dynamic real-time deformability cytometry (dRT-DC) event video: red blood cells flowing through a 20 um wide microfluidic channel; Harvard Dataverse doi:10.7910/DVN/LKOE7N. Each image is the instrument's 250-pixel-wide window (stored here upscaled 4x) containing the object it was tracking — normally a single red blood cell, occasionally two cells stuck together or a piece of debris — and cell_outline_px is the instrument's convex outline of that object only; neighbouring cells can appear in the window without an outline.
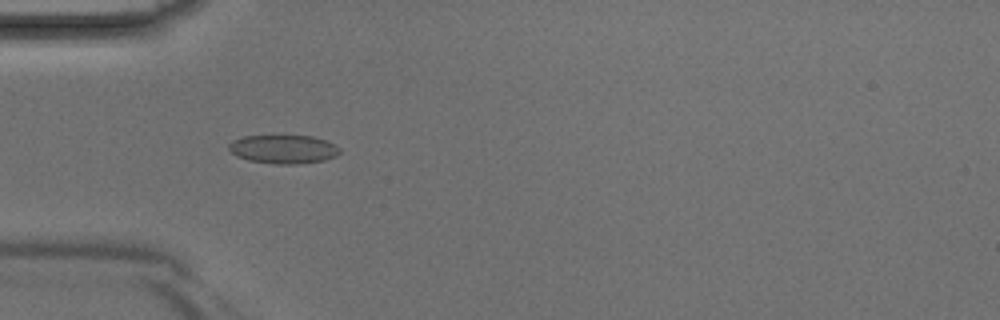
{"species": "Egyptian fruit bat (a non-hibernating species)", "species_latin": "Rousettus aegyptiacus", "temperature_condition": "room temperature", "stored_images_in_passage": 43, "camera_frame_rate_fps": 3000, "um_per_image_px": 0.085, "animal": {"sex": "male"}, "frame": {"image": 1, "passage_image": 13, "time_ms": 4.0, "image_size_px": [1000, 320], "cell_outline_px": [[340, 152], [336, 156], [324, 160], [300, 164], [272, 164], [248, 160], [236, 156], [228, 148], [228, 144], [232, 140], [244, 136], [312, 136], [336, 144], [340, 148]], "centroid_in_image_um": [24.09, 12.69], "position_along_channel_um": 60.9, "area_um2": 18.61}}
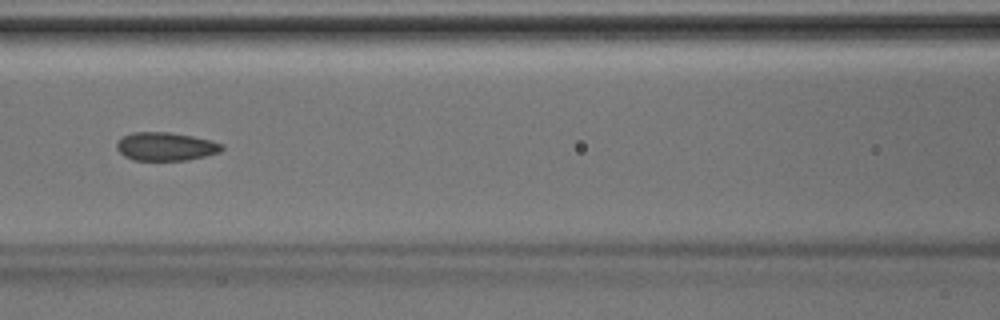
{"frame": {"image": 2, "passage_image": 19, "time_ms": 6.0, "image_size_px": [1000, 320], "cell_outline_px": [[224, 148], [220, 152], [188, 160], [132, 160], [124, 156], [116, 148], [116, 144], [124, 136], [132, 132], [168, 132], [192, 136], [224, 144]], "centroid_in_image_um": [14.08, 12.46], "position_along_channel_um": 152.5, "area_um2": 17.28}}
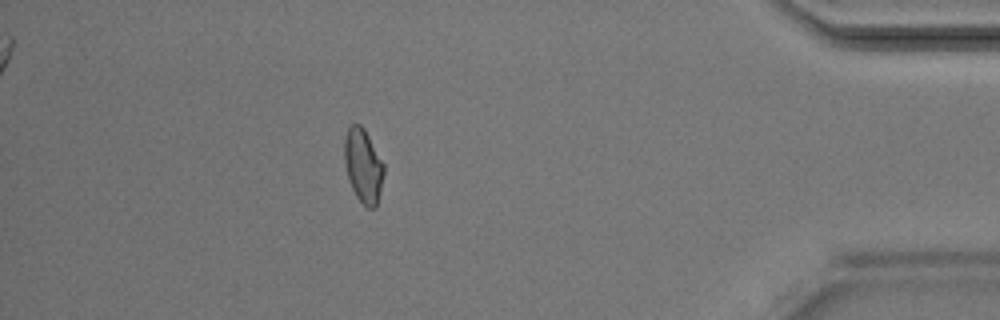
{"frame": {"image": 3, "passage_image": 38, "time_ms": 12.333, "image_size_px": [1000, 320], "cell_outline_px": [[384, 172], [380, 192], [376, 208], [368, 208], [356, 196], [352, 188], [344, 164], [344, 136], [348, 128], [352, 124], [360, 124], [364, 128], [384, 164]], "centroid_in_image_um": [30.86, 14.07], "position_along_channel_um": 404.3, "area_um2": 16.94}}